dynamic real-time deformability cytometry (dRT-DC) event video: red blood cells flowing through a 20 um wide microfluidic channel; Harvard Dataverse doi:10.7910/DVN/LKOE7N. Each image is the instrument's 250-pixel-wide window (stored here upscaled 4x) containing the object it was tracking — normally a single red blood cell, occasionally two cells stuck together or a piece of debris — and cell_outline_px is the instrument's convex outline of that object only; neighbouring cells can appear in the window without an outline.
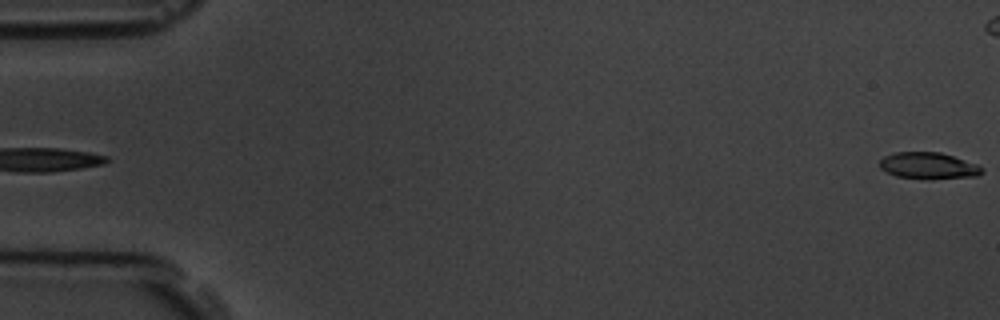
{"species": "common noctule bat (a hibernating species)", "species_latin": "Nyctalus noctula", "temperature_condition": "room temperature", "stored_images_in_passage": 5, "segment_of_instrument_passage": [2, 2], "camera_frame_rate_fps": 3000, "um_per_image_px": 0.085, "animal": {"sex": "male", "body_mass_g": 19.5, "forearm_length_mm": 54.6}, "frame": {"image": 1, "passage_image": 5, "time_ms": 4.667, "image_size_px": [1000, 320], "cell_outline_px": [[984, 172], [980, 176], [932, 180], [924, 180], [896, 176], [880, 168], [880, 160], [884, 156], [896, 152], [940, 152], [976, 164], [984, 168]], "centroid_in_image_um": [78.95, 14.11], "position_along_channel_um": 6.0, "area_um2": 16.13}}